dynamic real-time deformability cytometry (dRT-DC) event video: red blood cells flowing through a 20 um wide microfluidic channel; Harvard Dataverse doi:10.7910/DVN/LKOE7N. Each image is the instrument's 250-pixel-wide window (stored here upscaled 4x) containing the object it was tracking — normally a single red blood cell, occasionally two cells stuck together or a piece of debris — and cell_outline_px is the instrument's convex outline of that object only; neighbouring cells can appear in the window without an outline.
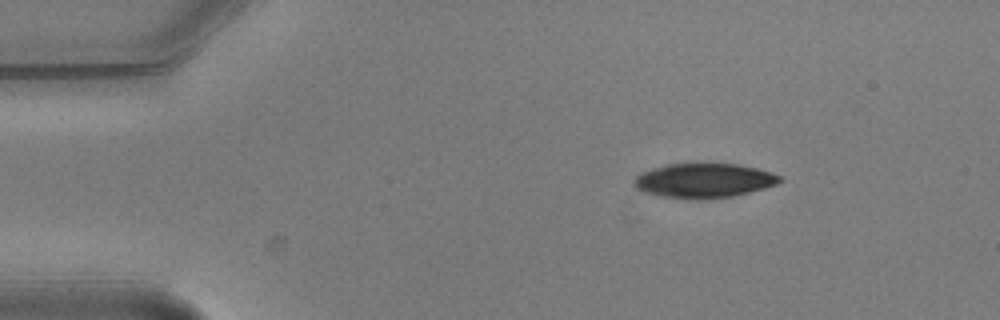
{"species": "common noctule bat (a hibernating species)", "species_latin": "Nyctalus noctula", "temperature_condition": "warm", "stored_images_in_passage": 2, "camera_frame_rate_fps": 3000, "um_per_image_px": 0.085, "animal": {"sex": "male", "body_mass_g": 20.5, "forearm_length_mm": 52.5}, "frame": {"image": 1, "passage_image": 1, "time_ms": 0.0, "image_size_px": [1000, 320], "cell_outline_px": [[784, 180], [776, 184], [764, 188], [732, 196], [700, 200], [692, 200], [660, 196], [644, 192], [636, 188], [632, 184], [632, 180], [640, 172], [664, 164], [740, 164], [772, 172], [780, 176]], "centroid_in_image_um": [59.79, 15.35], "position_along_channel_um": 25.2, "area_um2": 29.54}}